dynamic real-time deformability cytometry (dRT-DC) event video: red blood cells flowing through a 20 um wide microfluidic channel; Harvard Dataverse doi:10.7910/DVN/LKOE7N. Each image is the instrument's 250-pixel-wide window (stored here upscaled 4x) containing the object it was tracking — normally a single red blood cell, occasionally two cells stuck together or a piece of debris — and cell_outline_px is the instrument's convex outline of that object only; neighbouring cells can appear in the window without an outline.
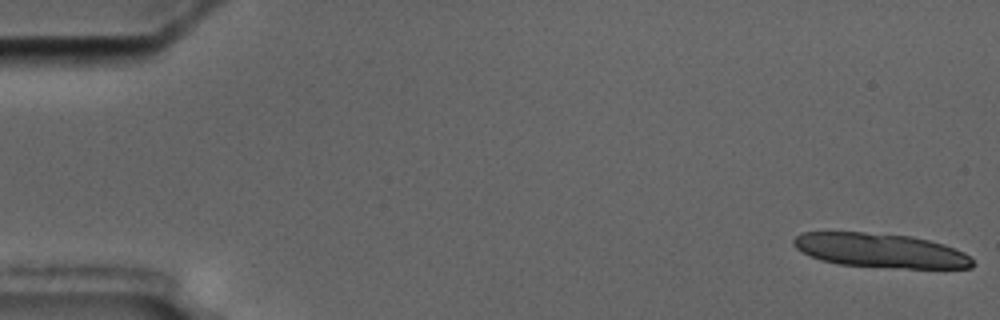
{"species": "common noctule bat (a hibernating species)", "species_latin": "Nyctalus noctula", "temperature_condition": "cold", "stored_images_in_passage": 6, "segment_of_instrument_passage": [1, 2], "camera_frame_rate_fps": 3000, "um_per_image_px": 0.085, "animal": {"sex": "male", "body_mass_g": 17.5, "forearm_length_mm": 52.3}, "frame": {"image": 1, "passage_image": 1, "time_ms": 0.0, "image_size_px": [1000, 320], "cell_outline_px": [[976, 264], [972, 268], [892, 268], [840, 264], [820, 260], [796, 248], [792, 244], [792, 240], [796, 236], [804, 232], [864, 232], [912, 236], [944, 244], [964, 252]], "centroid_in_image_um": [74.86, 21.29], "position_along_channel_um": 10.1, "area_um2": 35.72}}
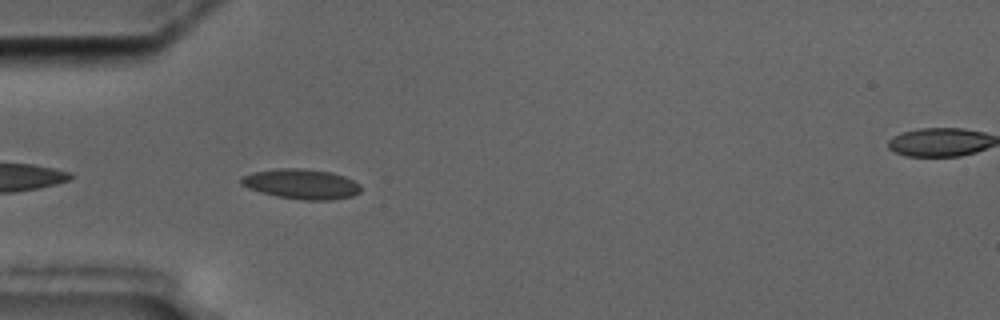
{"frame": {"image": 2, "passage_image": 5, "time_ms": 5.667, "image_size_px": [1000, 320], "cell_outline_px": [[360, 192], [352, 196], [332, 200], [304, 200], [276, 196], [260, 192], [248, 188], [240, 184], [240, 180], [244, 176], [252, 172], [276, 168], [300, 168], [332, 172], [344, 176], [360, 184]], "centroid_in_image_um": [25.61, 15.64], "position_along_channel_um": 59.4, "area_um2": 20.98}}